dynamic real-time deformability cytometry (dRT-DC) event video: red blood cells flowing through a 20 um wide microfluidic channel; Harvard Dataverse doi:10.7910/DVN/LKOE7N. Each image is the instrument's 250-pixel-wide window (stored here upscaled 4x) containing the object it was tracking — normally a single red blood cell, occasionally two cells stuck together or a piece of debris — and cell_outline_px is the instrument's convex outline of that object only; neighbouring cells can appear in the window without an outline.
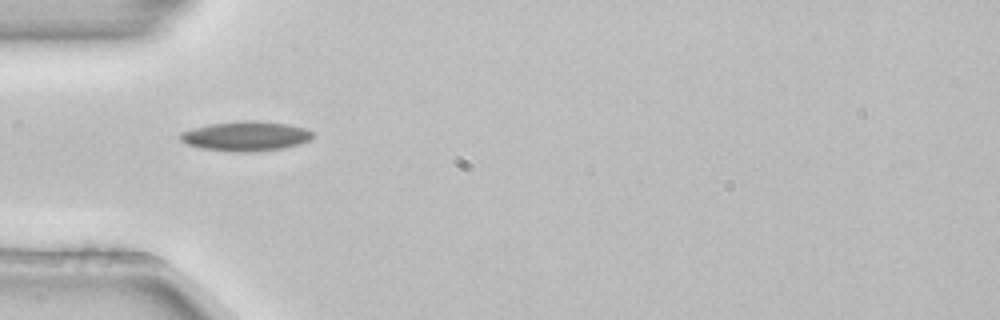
{"species": "common noctule bat (a hibernating species)", "species_latin": "Nyctalus noctula", "temperature_condition": "room temperature", "stored_images_in_passage": 1, "camera_frame_rate_fps": 3000, "um_per_image_px": 0.085, "animal": {"sex": "female", "body_mass_g": 22.7, "forearm_length_mm": 54.2}, "frame": {"image": 1, "passage_image": 1, "time_ms": 0.0, "image_size_px": [1000, 320], "cell_outline_px": [[312, 136], [308, 140], [300, 144], [280, 148], [252, 152], [232, 152], [204, 148], [184, 144], [180, 140], [180, 132], [192, 128], [208, 124], [240, 120], [256, 120], [288, 124], [304, 128], [312, 132]], "centroid_in_image_um": [20.84, 11.56], "position_along_channel_um": 64.2, "area_um2": 22.95}}